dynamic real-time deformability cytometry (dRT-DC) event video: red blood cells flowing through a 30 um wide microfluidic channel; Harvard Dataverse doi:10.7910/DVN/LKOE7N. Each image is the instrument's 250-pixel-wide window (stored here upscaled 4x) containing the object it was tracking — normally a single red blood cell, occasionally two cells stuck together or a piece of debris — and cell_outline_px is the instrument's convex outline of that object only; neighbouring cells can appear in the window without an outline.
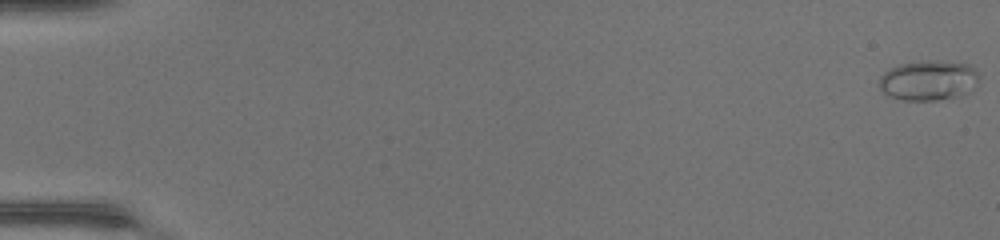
{"species": "common noctule bat (a hibernating species)", "species_latin": "Nyctalus noctula", "temperature_condition": "warm", "stored_images_in_passage": 48, "camera_frame_rate_fps": 3000, "um_per_image_px": 0.085, "animal": {"sex": "female", "body_mass_g": 17.0, "forearm_length_mm": 48.0}, "frame": {"image": 1, "passage_image": 1, "time_ms": 0.0, "image_size_px": [1000, 240], "cell_outline_px": [[980, 76], [972, 92], [964, 96], [936, 100], [904, 100], [892, 96], [884, 92], [880, 88], [880, 76], [888, 68], [900, 64], [928, 60], [968, 64], [976, 68]], "centroid_in_image_um": [78.98, 6.84], "position_along_channel_um": 6.0, "area_um2": 23.52}}
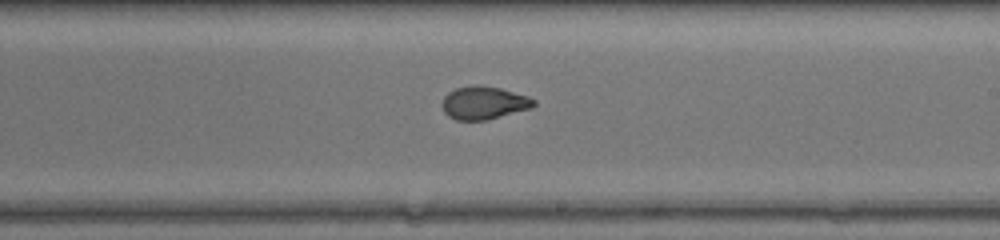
{"frame": {"image": 2, "passage_image": 30, "time_ms": 9.667, "image_size_px": [1000, 240], "cell_outline_px": [[536, 104], [532, 108], [484, 120], [456, 120], [448, 116], [444, 112], [440, 104], [444, 96], [448, 92], [456, 88], [476, 84], [500, 88], [528, 96], [536, 100]], "centroid_in_image_um": [41.1, 8.73], "position_along_channel_um": 247.9, "area_um2": 17.69}}
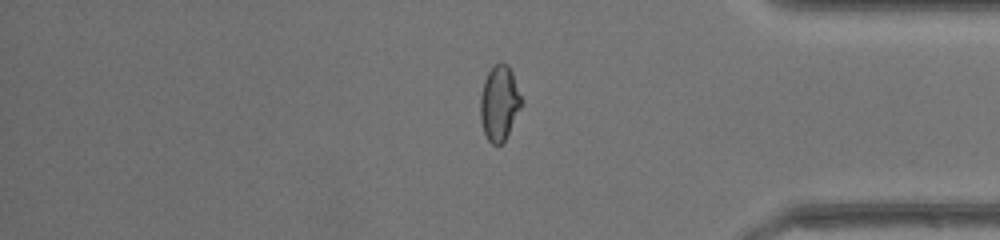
{"frame": {"image": 3, "passage_image": 41, "time_ms": 13.333, "image_size_px": [1000, 240], "cell_outline_px": [[524, 104], [504, 140], [500, 144], [492, 144], [488, 140], [484, 132], [480, 116], [480, 96], [484, 80], [488, 72], [500, 60], [508, 64], [512, 72], [524, 100]], "centroid_in_image_um": [42.47, 8.72], "position_along_channel_um": 392.7, "area_um2": 18.21}}